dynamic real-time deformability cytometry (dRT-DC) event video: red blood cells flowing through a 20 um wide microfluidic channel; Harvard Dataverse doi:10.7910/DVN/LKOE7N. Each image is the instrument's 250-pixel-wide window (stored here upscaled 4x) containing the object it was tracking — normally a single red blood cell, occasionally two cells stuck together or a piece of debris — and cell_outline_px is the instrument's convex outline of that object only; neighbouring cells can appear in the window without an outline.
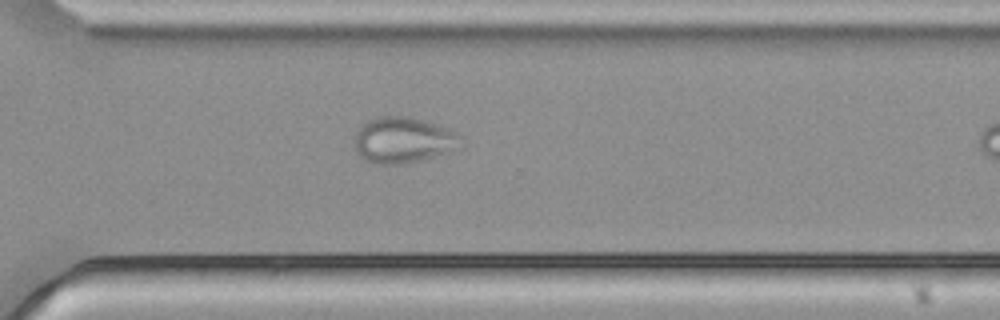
{"species": "common noctule bat (a hibernating species)", "species_latin": "Nyctalus noctula", "temperature_condition": "cold", "stored_images_in_passage": 36, "camera_frame_rate_fps": 3000, "um_per_image_px": 0.085, "animal": {"sex": "male", "body_mass_g": 21.5, "forearm_length_mm": 52.0}, "frame": {"image": 1, "passage_image": 31, "time_ms": 10.0, "image_size_px": [1000, 320], "cell_outline_px": [[460, 148], [408, 164], [376, 164], [360, 156], [352, 140], [356, 132], [368, 120], [376, 116], [412, 116], [436, 124], [456, 132], [460, 136]], "centroid_in_image_um": [34.26, 11.9], "position_along_channel_um": 336.3, "area_um2": 28.55}}